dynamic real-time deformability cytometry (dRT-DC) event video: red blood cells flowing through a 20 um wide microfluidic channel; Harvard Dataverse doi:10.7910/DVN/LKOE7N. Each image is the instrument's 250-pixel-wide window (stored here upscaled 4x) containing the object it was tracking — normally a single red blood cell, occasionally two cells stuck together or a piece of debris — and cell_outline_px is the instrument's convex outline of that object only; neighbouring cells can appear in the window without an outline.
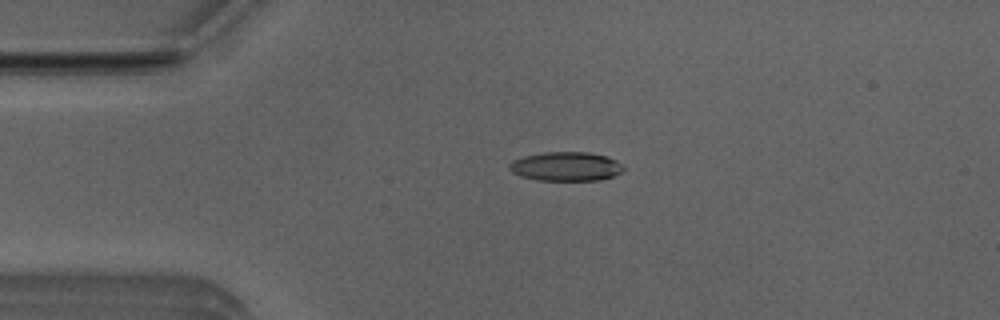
{"species": "Egyptian fruit bat (a non-hibernating species)", "species_latin": "Rousettus aegyptiacus", "temperature_condition": "room temperature", "stored_images_in_passage": 2, "camera_frame_rate_fps": 3000, "um_per_image_px": 0.085, "animal": {"sex": "male"}, "frame": {"image": 1, "passage_image": 1, "time_ms": 0.0, "image_size_px": [1000, 320], "cell_outline_px": [[624, 168], [620, 172], [612, 176], [600, 180], [536, 180], [520, 176], [512, 172], [508, 168], [508, 164], [512, 160], [524, 156], [544, 152], [588, 152], [604, 156], [616, 160]], "centroid_in_image_um": [48.05, 14.15], "position_along_channel_um": 37.0, "area_um2": 19.25}}